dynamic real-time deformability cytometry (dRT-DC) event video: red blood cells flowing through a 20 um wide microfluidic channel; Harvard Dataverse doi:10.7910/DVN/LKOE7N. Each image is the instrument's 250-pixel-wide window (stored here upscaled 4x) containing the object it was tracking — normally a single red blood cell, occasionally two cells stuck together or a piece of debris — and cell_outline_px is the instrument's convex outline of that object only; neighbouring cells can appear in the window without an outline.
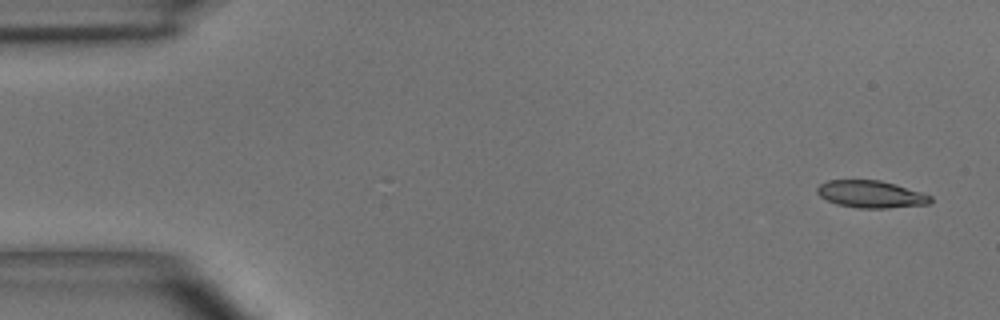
{"species": "common noctule bat (a hibernating species)", "species_latin": "Nyctalus noctula", "temperature_condition": "room temperature", "stored_images_in_passage": 7, "camera_frame_rate_fps": 3000, "um_per_image_px": 0.085, "animal": {"sex": "male", "body_mass_g": 15.6}, "frame": {"image": 1, "passage_image": 1, "time_ms": 0.0, "image_size_px": [1000, 320], "cell_outline_px": [[932, 200], [928, 204], [888, 208], [856, 208], [836, 204], [820, 196], [816, 192], [816, 188], [820, 184], [828, 180], [880, 180], [896, 184], [932, 196]], "centroid_in_image_um": [74.01, 16.51], "position_along_channel_um": 11.0, "area_um2": 17.98}}
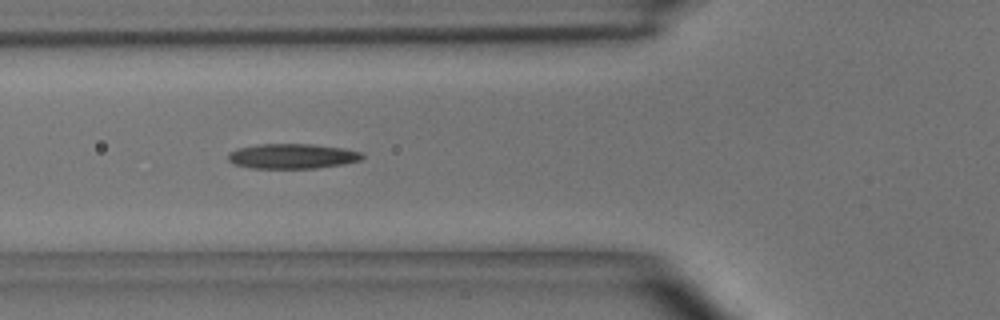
{"frame": {"image": 2, "passage_image": 5, "time_ms": 5.333, "image_size_px": [1000, 320], "cell_outline_px": [[364, 156], [360, 160], [344, 164], [316, 168], [252, 168], [232, 164], [228, 160], [228, 156], [232, 152], [240, 148], [260, 144], [312, 144], [344, 148], [364, 152]], "centroid_in_image_um": [24.9, 13.28], "position_along_channel_um": 100.9, "area_um2": 19.48}}